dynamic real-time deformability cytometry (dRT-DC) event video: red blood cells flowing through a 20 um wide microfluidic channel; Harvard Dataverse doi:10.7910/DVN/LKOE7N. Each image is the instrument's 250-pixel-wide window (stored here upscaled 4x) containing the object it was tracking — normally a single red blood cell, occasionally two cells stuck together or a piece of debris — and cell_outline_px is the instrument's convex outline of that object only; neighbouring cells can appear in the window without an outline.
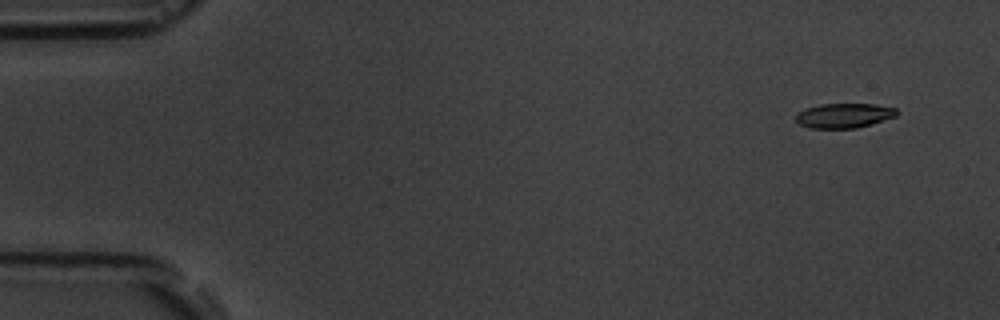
{"species": "common noctule bat (a hibernating species)", "species_latin": "Nyctalus noctula", "temperature_condition": "room temperature", "stored_images_in_passage": 4, "camera_frame_rate_fps": 3000, "um_per_image_px": 0.085, "animal": {"sex": "male", "body_mass_g": 19.5, "forearm_length_mm": 54.6}, "frame": {"image": 1, "passage_image": 1, "time_ms": 0.0, "image_size_px": [1000, 320], "cell_outline_px": [[900, 112], [896, 116], [872, 124], [856, 128], [808, 128], [800, 124], [796, 120], [796, 116], [804, 108], [820, 104], [876, 104], [896, 108]], "centroid_in_image_um": [71.77, 9.82], "position_along_channel_um": 13.2, "area_um2": 14.57}}